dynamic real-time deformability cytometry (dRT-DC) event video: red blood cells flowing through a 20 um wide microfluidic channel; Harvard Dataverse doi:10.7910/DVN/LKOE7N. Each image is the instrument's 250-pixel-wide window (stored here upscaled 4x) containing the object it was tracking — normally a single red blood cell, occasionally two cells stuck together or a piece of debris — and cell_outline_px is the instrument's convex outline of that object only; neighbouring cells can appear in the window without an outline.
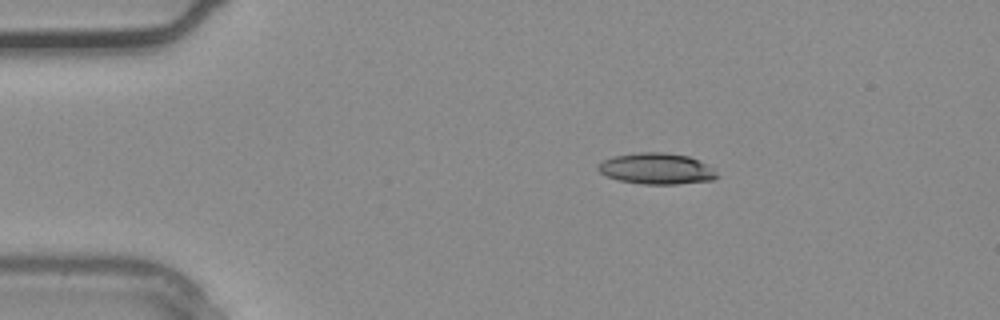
{"species": "common noctule bat (a hibernating species)", "species_latin": "Nyctalus noctula", "temperature_condition": "warm", "stored_images_in_passage": 2, "camera_frame_rate_fps": 3000, "um_per_image_px": 0.085, "animal": {"sex": "male", "body_mass_g": 20.4}, "frame": {"image": 1, "passage_image": 1, "time_ms": 0.0, "image_size_px": [1000, 320], "cell_outline_px": [[720, 176], [712, 180], [676, 184], [644, 184], [620, 180], [608, 176], [600, 172], [596, 168], [596, 164], [612, 156], [636, 152], [664, 152], [688, 156], [712, 168]], "centroid_in_image_um": [55.77, 14.33], "position_along_channel_um": 29.2, "area_um2": 21.44}}